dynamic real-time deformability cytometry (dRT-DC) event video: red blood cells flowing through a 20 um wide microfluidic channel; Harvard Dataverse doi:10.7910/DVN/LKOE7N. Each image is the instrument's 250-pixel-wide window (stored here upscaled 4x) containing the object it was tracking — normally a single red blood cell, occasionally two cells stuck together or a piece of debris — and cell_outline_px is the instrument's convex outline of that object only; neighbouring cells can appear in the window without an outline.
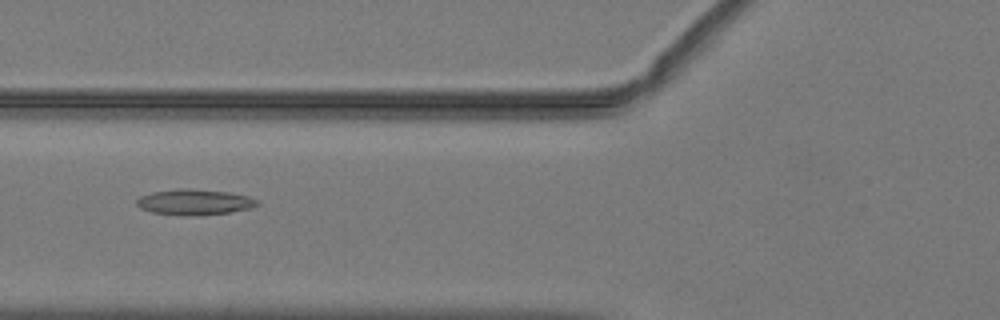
{"species": "common noctule bat (a hibernating species)", "species_latin": "Nyctalus noctula", "temperature_condition": "warm", "stored_images_in_passage": 30, "camera_frame_rate_fps": 3000, "um_per_image_px": 0.085, "animal": {"sex": "male", "body_mass_g": 19.2, "forearm_length_mm": 51.8}, "frame": {"image": 1, "passage_image": 10, "time_ms": 3.0, "image_size_px": [1000, 320], "cell_outline_px": [[260, 204], [248, 208], [232, 212], [188, 216], [152, 212], [140, 208], [136, 204], [136, 200], [140, 196], [152, 192], [180, 188], [188, 188], [228, 192], [248, 196], [260, 200]], "centroid_in_image_um": [16.53, 17.17], "position_along_channel_um": 109.3, "area_um2": 18.03}}
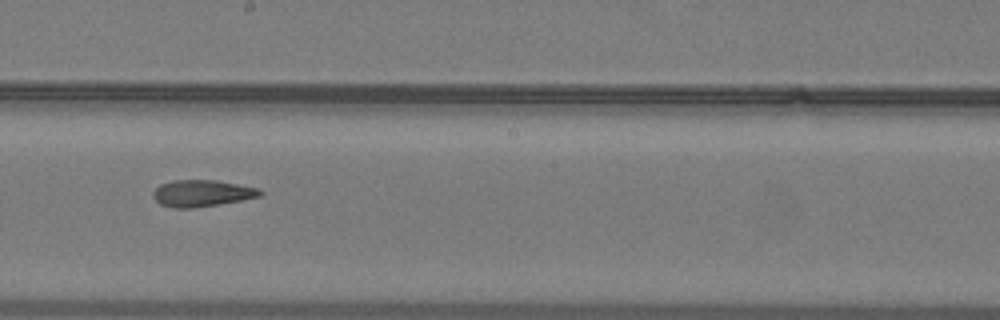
{"frame": {"image": 2, "passage_image": 19, "time_ms": 6.0, "image_size_px": [1000, 320], "cell_outline_px": [[264, 192], [260, 196], [240, 200], [192, 208], [172, 208], [160, 204], [152, 196], [152, 192], [160, 184], [172, 180], [216, 180], [260, 188]], "centroid_in_image_um": [17.14, 16.42], "position_along_channel_um": 231.1, "area_um2": 16.59}}
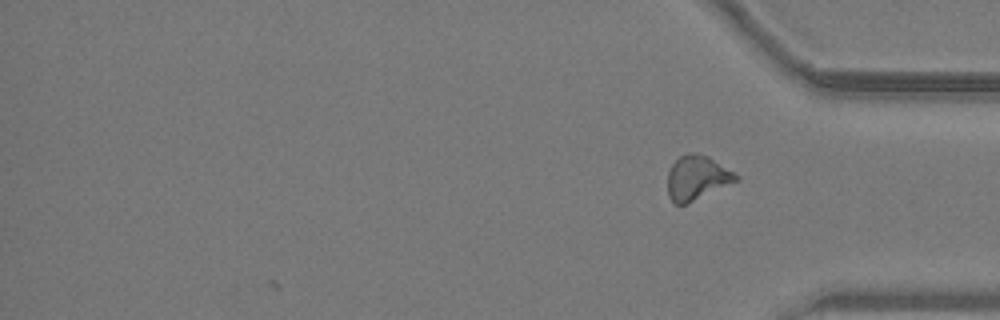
{"frame": {"image": 3, "passage_image": 30, "time_ms": 9.667, "image_size_px": [1000, 320], "cell_outline_px": [[740, 180], [684, 204], [676, 204], [668, 196], [668, 172], [672, 164], [680, 156], [688, 152], [696, 152], [708, 156], [740, 176]], "centroid_in_image_um": [59.25, 15.08], "position_along_channel_um": 376.0, "area_um2": 17.51}, "authors_computed_cell_mechanics": {"area_um2": 16.8487, "velocity_mm_per_s": 4.0439, "shape_relaxation_time_tau1_ms": null, "shape_relaxation_time_tau2_ms": 4.3206, "deformation_change_tau1": null, "deformation_change_tau2": 0.1495}}